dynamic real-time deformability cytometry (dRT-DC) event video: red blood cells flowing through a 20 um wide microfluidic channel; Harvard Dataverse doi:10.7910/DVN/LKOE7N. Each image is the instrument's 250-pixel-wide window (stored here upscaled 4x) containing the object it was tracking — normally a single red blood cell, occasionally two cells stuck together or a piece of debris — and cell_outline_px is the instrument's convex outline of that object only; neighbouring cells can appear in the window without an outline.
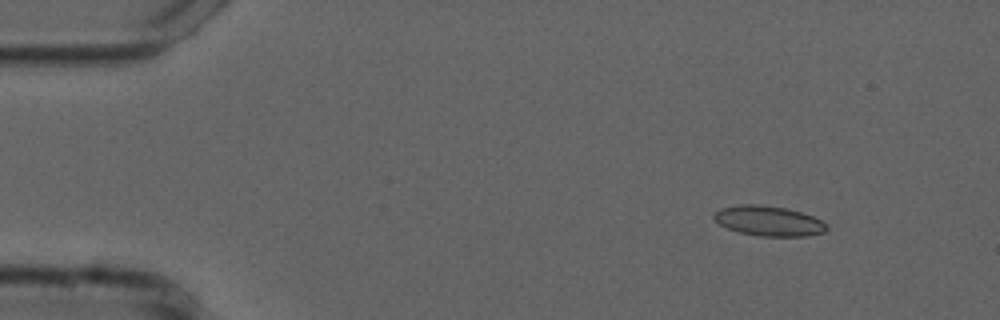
{"species": "common noctule bat (a hibernating species)", "species_latin": "Nyctalus noctula", "temperature_condition": "cold", "stored_images_in_passage": 49, "camera_frame_rate_fps": 3000, "um_per_image_px": 0.085, "animal": {"sex": "male", "forearm_length_mm": 52.5}, "frame": {"image": 1, "passage_image": 1, "time_ms": 0.0, "image_size_px": [1000, 320], "cell_outline_px": [[828, 228], [824, 232], [808, 236], [760, 236], [740, 232], [728, 228], [720, 224], [712, 216], [712, 212], [720, 208], [740, 204], [760, 204], [788, 208], [812, 216], [828, 224]], "centroid_in_image_um": [65.33, 18.77], "position_along_channel_um": 19.7, "area_um2": 19.83}}
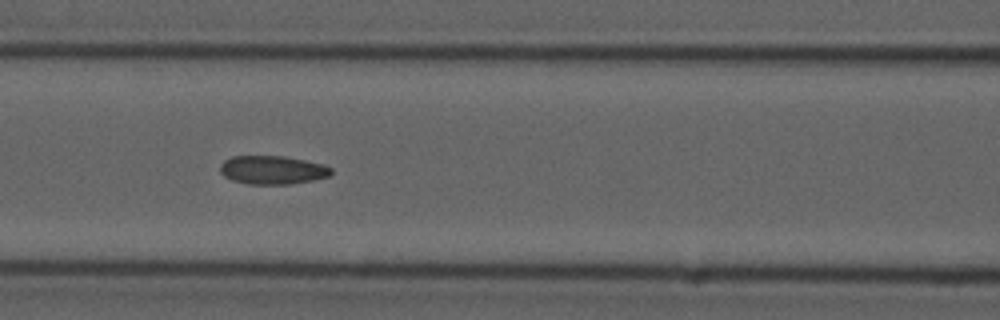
{"frame": {"image": 2, "passage_image": 18, "time_ms": 5.667, "image_size_px": [1000, 320], "cell_outline_px": [[332, 172], [328, 176], [312, 180], [292, 184], [248, 184], [232, 180], [224, 176], [220, 172], [220, 164], [224, 160], [232, 156], [284, 156], [304, 160], [320, 164], [332, 168]], "centroid_in_image_um": [23.12, 14.45], "position_along_channel_um": 143.5, "area_um2": 18.38}}
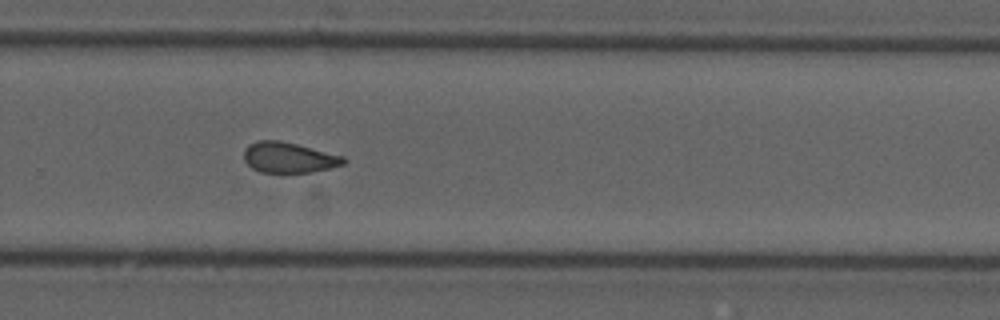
{"frame": {"image": 3, "passage_image": 31, "time_ms": 10.0, "image_size_px": [1000, 320], "cell_outline_px": [[348, 160], [344, 164], [312, 172], [260, 172], [252, 168], [244, 160], [244, 148], [248, 144], [256, 140], [280, 140], [344, 156]], "centroid_in_image_um": [24.53, 13.38], "position_along_channel_um": 305.3, "area_um2": 17.74}, "authors_computed_cell_mechanics": {"area_um2": 18.6116, "velocity_mm_per_s": 3.7462, "shape_relaxation_time_tau1_ms": null, "shape_relaxation_time_tau2_ms": 3.1015, "deformation_change_tau1": null, "deformation_change_tau2": 0.0959}}